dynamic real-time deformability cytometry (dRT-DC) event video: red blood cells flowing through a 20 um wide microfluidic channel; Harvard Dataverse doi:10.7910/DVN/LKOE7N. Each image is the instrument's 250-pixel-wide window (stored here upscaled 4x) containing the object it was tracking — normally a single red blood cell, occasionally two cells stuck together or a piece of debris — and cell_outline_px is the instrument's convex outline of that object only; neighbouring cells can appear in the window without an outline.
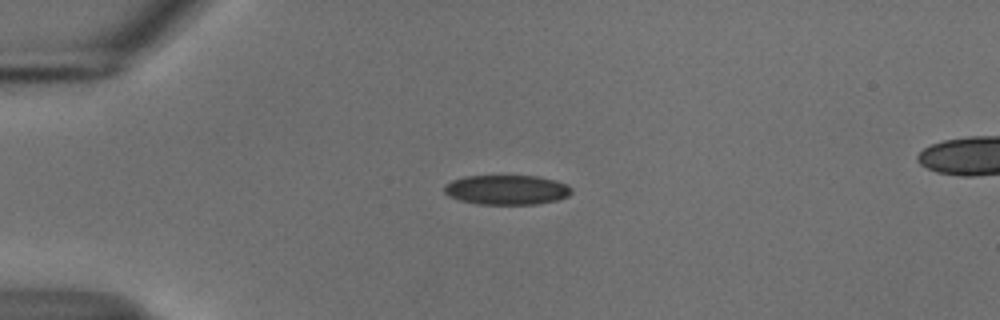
{"species": "common noctule bat (a hibernating species)", "species_latin": "Nyctalus noctula", "temperature_condition": "cold", "stored_images_in_passage": 41, "camera_frame_rate_fps": 3000, "um_per_image_px": 0.085, "animal": {"sex": "male", "body_mass_g": 18.8}, "frame": {"image": 1, "passage_image": 1, "time_ms": 0.0, "image_size_px": [1000, 320], "cell_outline_px": [[572, 192], [568, 196], [556, 200], [536, 204], [476, 204], [460, 200], [448, 196], [444, 192], [444, 184], [452, 180], [464, 176], [536, 176], [556, 180], [568, 184], [572, 188]], "centroid_in_image_um": [43.06, 16.13], "position_along_channel_um": 41.9, "area_um2": 22.14}}
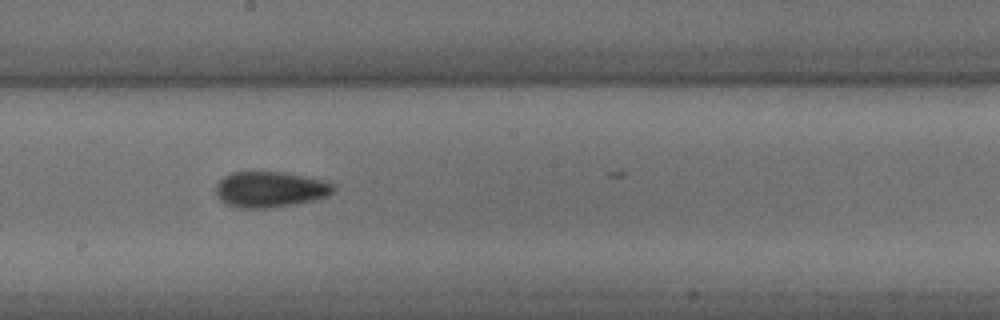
{"frame": {"image": 2, "passage_image": 18, "time_ms": 5.667, "image_size_px": [1000, 320], "cell_outline_px": [[336, 188], [328, 196], [296, 204], [268, 208], [232, 208], [224, 204], [216, 196], [216, 184], [224, 176], [232, 172], [284, 172], [328, 180], [336, 184]], "centroid_in_image_um": [22.97, 16.1], "position_along_channel_um": 225.2, "area_um2": 25.03}}
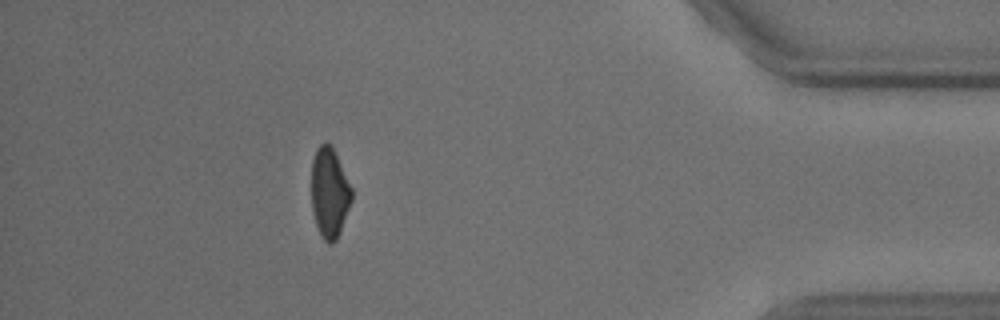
{"frame": {"image": 3, "passage_image": 36, "time_ms": 11.667, "image_size_px": [1000, 320], "cell_outline_px": [[352, 200], [340, 232], [336, 240], [332, 244], [328, 244], [320, 236], [312, 212], [312, 160], [316, 148], [320, 144], [332, 144], [352, 188]], "centroid_in_image_um": [28.01, 16.39], "position_along_channel_um": 407.2, "area_um2": 21.27}, "authors_computed_cell_mechanics": {"area_um2": 22.831, "velocity_mm_per_s": 3.7539, "shape_relaxation_time_tau1_ms": 5.2334, "shape_relaxation_time_tau2_ms": 3.6867, "deformation_change_tau1": 0.1201, "deformation_change_tau2": 0.085}}